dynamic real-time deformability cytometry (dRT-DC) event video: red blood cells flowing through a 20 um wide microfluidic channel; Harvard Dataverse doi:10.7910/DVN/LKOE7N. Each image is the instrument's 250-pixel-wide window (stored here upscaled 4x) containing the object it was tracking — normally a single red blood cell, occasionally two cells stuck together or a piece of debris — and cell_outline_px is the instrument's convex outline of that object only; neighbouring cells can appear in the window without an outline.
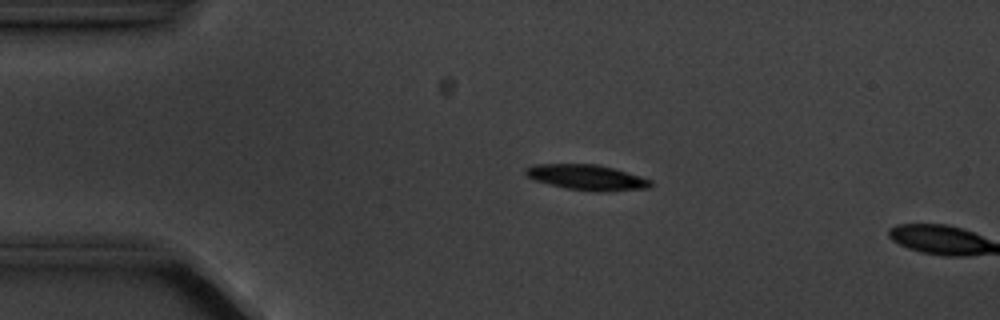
{"species": "common noctule bat (a hibernating species)", "species_latin": "Nyctalus noctula", "temperature_condition": "cold", "stored_images_in_passage": 4, "camera_frame_rate_fps": 3000, "um_per_image_px": 0.085, "animal": {"sex": "male", "body_mass_g": 20.1, "forearm_length_mm": 53.5}, "frame": {"image": 1, "passage_image": 3, "time_ms": 2.333, "image_size_px": [1000, 320], "cell_outline_px": [[652, 184], [648, 188], [600, 192], [596, 192], [564, 188], [536, 180], [528, 176], [524, 172], [524, 168], [536, 164], [596, 164], [612, 168], [640, 176], [652, 180]], "centroid_in_image_um": [49.88, 15.08], "position_along_channel_um": 35.1, "area_um2": 18.38}}